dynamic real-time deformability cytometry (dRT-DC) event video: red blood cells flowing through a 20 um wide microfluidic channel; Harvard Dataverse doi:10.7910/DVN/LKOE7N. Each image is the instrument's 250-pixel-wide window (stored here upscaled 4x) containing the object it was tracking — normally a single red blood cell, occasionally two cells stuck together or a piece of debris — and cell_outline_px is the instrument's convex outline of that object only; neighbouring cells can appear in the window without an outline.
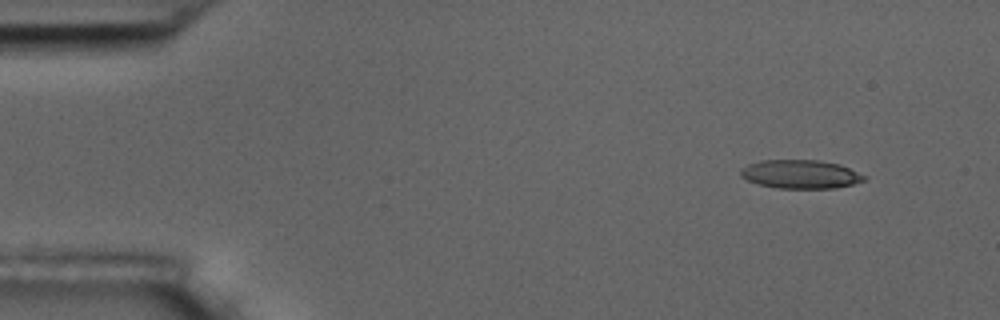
{"species": "common noctule bat (a hibernating species)", "species_latin": "Nyctalus noctula", "temperature_condition": "room temperature", "stored_images_in_passage": 3, "camera_frame_rate_fps": 3000, "um_per_image_px": 0.085, "animal": {"sex": "male", "body_mass_g": 17.5, "forearm_length_mm": 52.3}, "frame": {"image": 1, "passage_image": 1, "time_ms": 0.0, "image_size_px": [1000, 320], "cell_outline_px": [[868, 180], [836, 188], [780, 188], [760, 184], [748, 180], [740, 176], [740, 168], [748, 164], [760, 160], [816, 160], [840, 164], [868, 176]], "centroid_in_image_um": [68.08, 14.8], "position_along_channel_um": 16.9, "area_um2": 20.69}}